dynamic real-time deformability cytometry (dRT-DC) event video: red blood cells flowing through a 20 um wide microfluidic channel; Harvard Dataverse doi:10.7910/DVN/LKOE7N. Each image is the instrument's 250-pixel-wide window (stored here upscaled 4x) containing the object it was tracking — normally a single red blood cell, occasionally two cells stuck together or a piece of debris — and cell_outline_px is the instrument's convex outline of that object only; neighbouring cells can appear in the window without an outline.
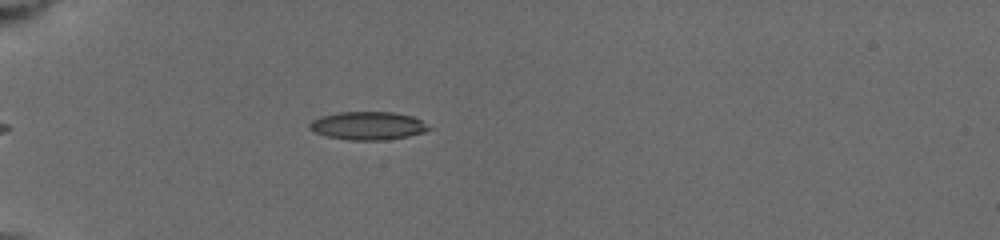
{"species": "common noctule bat (a hibernating species)", "species_latin": "Nyctalus noctula", "temperature_condition": "cold", "stored_images_in_passage": 14, "camera_frame_rate_fps": 3000, "um_per_image_px": 0.085, "animal": {"sex": "female", "body_mass_g": 19.5, "forearm_length_mm": 54.1}, "frame": {"image": 1, "passage_image": 14, "time_ms": 6.0, "image_size_px": [1000, 240], "cell_outline_px": [[432, 128], [424, 132], [408, 136], [384, 140], [348, 140], [324, 136], [308, 128], [308, 124], [312, 120], [320, 116], [340, 112], [392, 112], [412, 116], [420, 120]], "centroid_in_image_um": [31.24, 10.69], "position_along_channel_um": 53.8, "area_um2": 19.59}}